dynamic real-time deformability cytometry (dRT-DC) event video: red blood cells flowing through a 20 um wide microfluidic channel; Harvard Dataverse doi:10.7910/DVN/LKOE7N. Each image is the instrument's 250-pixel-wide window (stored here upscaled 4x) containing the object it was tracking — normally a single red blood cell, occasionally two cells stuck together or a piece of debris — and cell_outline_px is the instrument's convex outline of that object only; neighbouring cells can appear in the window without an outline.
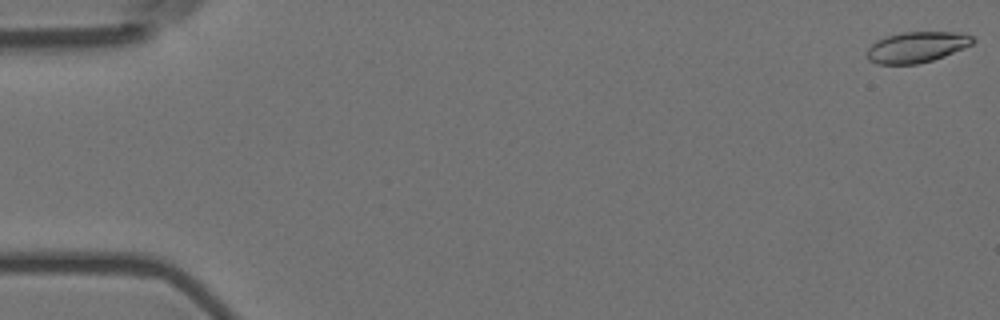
{"species": "Egyptian fruit bat (a non-hibernating species)", "species_latin": "Rousettus aegyptiacus", "temperature_condition": "room temperature", "stored_images_in_passage": 6, "camera_frame_rate_fps": 3000, "um_per_image_px": 0.085, "animal": {"sex": "female"}, "frame": {"image": 1, "passage_image": 1, "time_ms": 0.0, "image_size_px": [1000, 320], "cell_outline_px": [[976, 40], [972, 44], [964, 48], [944, 56], [932, 60], [916, 64], [876, 64], [868, 60], [864, 52], [876, 40], [900, 32], [964, 32], [972, 36]], "centroid_in_image_um": [77.9, 4.0], "position_along_channel_um": 7.1, "area_um2": 19.19}}
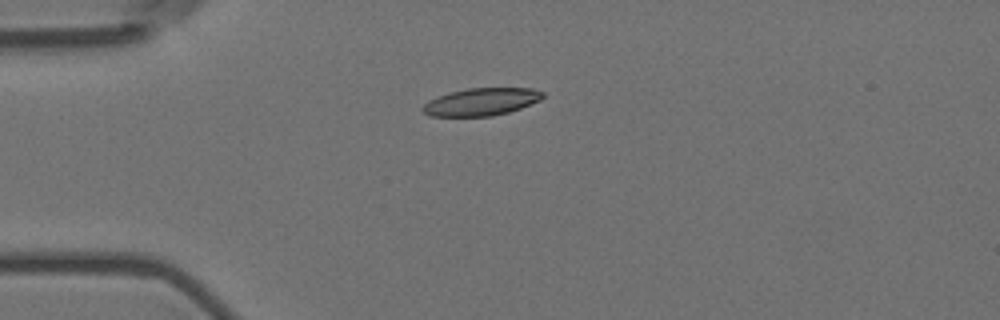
{"frame": {"image": 2, "passage_image": 5, "time_ms": 1.333, "image_size_px": [1000, 320], "cell_outline_px": [[544, 96], [540, 100], [520, 108], [508, 112], [492, 116], [428, 116], [420, 108], [428, 100], [436, 96], [448, 92], [468, 88], [532, 88], [544, 92]], "centroid_in_image_um": [40.87, 8.65], "position_along_channel_um": 44.1, "area_um2": 19.36}}